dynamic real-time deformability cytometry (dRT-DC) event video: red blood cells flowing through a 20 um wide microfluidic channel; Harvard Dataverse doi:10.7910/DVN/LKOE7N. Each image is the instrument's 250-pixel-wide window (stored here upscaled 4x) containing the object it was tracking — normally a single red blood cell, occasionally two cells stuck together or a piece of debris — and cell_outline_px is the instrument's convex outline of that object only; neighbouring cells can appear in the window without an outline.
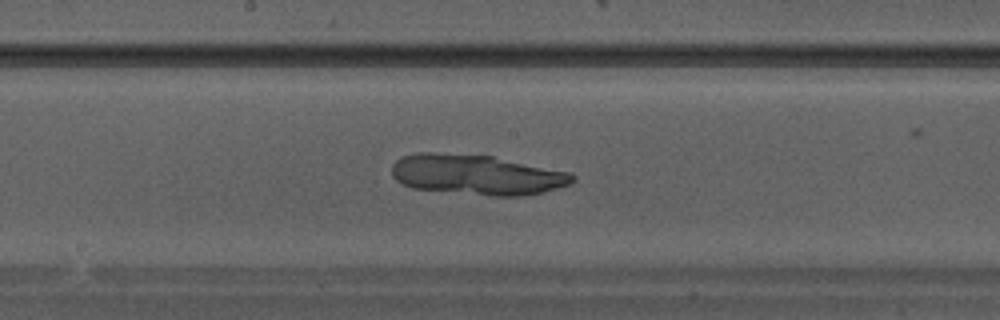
{"species": "Egyptian fruit bat (a non-hibernating species)", "species_latin": "Rousettus aegyptiacus", "temperature_condition": "warm", "stored_images_in_passage": 26, "camera_frame_rate_fps": 3000, "um_per_image_px": 0.085, "animal": {"sex": "male"}, "frame": {"image": 1, "passage_image": 18, "time_ms": 5.667, "image_size_px": [1000, 320], "cell_outline_px": [[576, 180], [568, 184], [556, 188], [540, 192], [520, 196], [492, 196], [412, 188], [396, 180], [392, 176], [392, 164], [396, 160], [404, 156], [416, 152], [432, 152], [492, 156], [572, 172], [576, 176]], "centroid_in_image_um": [40.52, 14.84], "position_along_channel_um": 207.7, "area_um2": 42.37}}